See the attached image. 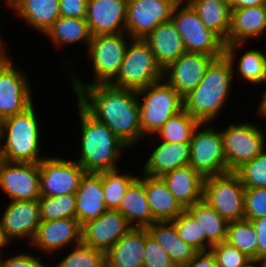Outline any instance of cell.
Wrapping results in <instances>:
<instances>
[{"mask_svg": "<svg viewBox=\"0 0 266 267\" xmlns=\"http://www.w3.org/2000/svg\"><path fill=\"white\" fill-rule=\"evenodd\" d=\"M77 101L98 121L105 123L128 148L145 137L140 128L137 91L117 88L111 84L84 86Z\"/></svg>", "mask_w": 266, "mask_h": 267, "instance_id": "1", "label": "cell"}, {"mask_svg": "<svg viewBox=\"0 0 266 267\" xmlns=\"http://www.w3.org/2000/svg\"><path fill=\"white\" fill-rule=\"evenodd\" d=\"M81 141L77 161L86 172H101L119 168L122 153L128 147L105 124L92 116L78 101ZM119 161V162H118Z\"/></svg>", "mask_w": 266, "mask_h": 267, "instance_id": "2", "label": "cell"}, {"mask_svg": "<svg viewBox=\"0 0 266 267\" xmlns=\"http://www.w3.org/2000/svg\"><path fill=\"white\" fill-rule=\"evenodd\" d=\"M233 77L232 65L227 57L216 58L198 86L183 98L184 110L199 123H213L229 102Z\"/></svg>", "mask_w": 266, "mask_h": 267, "instance_id": "3", "label": "cell"}, {"mask_svg": "<svg viewBox=\"0 0 266 267\" xmlns=\"http://www.w3.org/2000/svg\"><path fill=\"white\" fill-rule=\"evenodd\" d=\"M34 105L0 121L8 162L39 164L46 157L40 152L41 128Z\"/></svg>", "mask_w": 266, "mask_h": 267, "instance_id": "4", "label": "cell"}, {"mask_svg": "<svg viewBox=\"0 0 266 267\" xmlns=\"http://www.w3.org/2000/svg\"><path fill=\"white\" fill-rule=\"evenodd\" d=\"M131 40L132 38L126 32L92 36L87 47V55H89L88 58H90L89 60L92 65H90V67H92L94 71V79L90 83L82 81V78H79L78 75L73 72L74 70L71 69L72 64L70 65L69 61L65 62L67 63L65 67L67 69L70 68L72 71L70 73V70H66L68 71L74 94H77L84 86L109 84L119 72L128 43Z\"/></svg>", "mask_w": 266, "mask_h": 267, "instance_id": "5", "label": "cell"}, {"mask_svg": "<svg viewBox=\"0 0 266 267\" xmlns=\"http://www.w3.org/2000/svg\"><path fill=\"white\" fill-rule=\"evenodd\" d=\"M137 94L140 128L145 139L154 136L173 115L184 109L183 97L164 78Z\"/></svg>", "mask_w": 266, "mask_h": 267, "instance_id": "6", "label": "cell"}, {"mask_svg": "<svg viewBox=\"0 0 266 267\" xmlns=\"http://www.w3.org/2000/svg\"><path fill=\"white\" fill-rule=\"evenodd\" d=\"M163 78V69L143 39H132L116 77L114 87L139 91Z\"/></svg>", "mask_w": 266, "mask_h": 267, "instance_id": "7", "label": "cell"}, {"mask_svg": "<svg viewBox=\"0 0 266 267\" xmlns=\"http://www.w3.org/2000/svg\"><path fill=\"white\" fill-rule=\"evenodd\" d=\"M171 20L183 40L185 52L202 53L216 58L224 56V41L204 25L191 4H177Z\"/></svg>", "mask_w": 266, "mask_h": 267, "instance_id": "8", "label": "cell"}, {"mask_svg": "<svg viewBox=\"0 0 266 267\" xmlns=\"http://www.w3.org/2000/svg\"><path fill=\"white\" fill-rule=\"evenodd\" d=\"M212 123H200L190 140L189 165L203 178L227 172L221 132Z\"/></svg>", "mask_w": 266, "mask_h": 267, "instance_id": "9", "label": "cell"}, {"mask_svg": "<svg viewBox=\"0 0 266 267\" xmlns=\"http://www.w3.org/2000/svg\"><path fill=\"white\" fill-rule=\"evenodd\" d=\"M245 188L235 172L204 178L203 199L228 223L245 219Z\"/></svg>", "mask_w": 266, "mask_h": 267, "instance_id": "10", "label": "cell"}, {"mask_svg": "<svg viewBox=\"0 0 266 267\" xmlns=\"http://www.w3.org/2000/svg\"><path fill=\"white\" fill-rule=\"evenodd\" d=\"M254 122L229 124L220 130L227 161V172H235L266 149L264 130Z\"/></svg>", "mask_w": 266, "mask_h": 267, "instance_id": "11", "label": "cell"}, {"mask_svg": "<svg viewBox=\"0 0 266 267\" xmlns=\"http://www.w3.org/2000/svg\"><path fill=\"white\" fill-rule=\"evenodd\" d=\"M13 60L10 56L0 60V121L34 103L30 79Z\"/></svg>", "mask_w": 266, "mask_h": 267, "instance_id": "12", "label": "cell"}, {"mask_svg": "<svg viewBox=\"0 0 266 267\" xmlns=\"http://www.w3.org/2000/svg\"><path fill=\"white\" fill-rule=\"evenodd\" d=\"M41 196L56 197L76 193L85 169L74 160L44 158L39 164Z\"/></svg>", "mask_w": 266, "mask_h": 267, "instance_id": "13", "label": "cell"}, {"mask_svg": "<svg viewBox=\"0 0 266 267\" xmlns=\"http://www.w3.org/2000/svg\"><path fill=\"white\" fill-rule=\"evenodd\" d=\"M175 6L172 0H128L125 32L132 39H144L171 20Z\"/></svg>", "mask_w": 266, "mask_h": 267, "instance_id": "14", "label": "cell"}, {"mask_svg": "<svg viewBox=\"0 0 266 267\" xmlns=\"http://www.w3.org/2000/svg\"><path fill=\"white\" fill-rule=\"evenodd\" d=\"M82 243V225L76 218L42 220L29 246L46 255L58 253L65 247ZM73 245V246H72Z\"/></svg>", "mask_w": 266, "mask_h": 267, "instance_id": "15", "label": "cell"}, {"mask_svg": "<svg viewBox=\"0 0 266 267\" xmlns=\"http://www.w3.org/2000/svg\"><path fill=\"white\" fill-rule=\"evenodd\" d=\"M0 191L10 200H37L41 197L37 163L6 162L0 168Z\"/></svg>", "mask_w": 266, "mask_h": 267, "instance_id": "16", "label": "cell"}, {"mask_svg": "<svg viewBox=\"0 0 266 267\" xmlns=\"http://www.w3.org/2000/svg\"><path fill=\"white\" fill-rule=\"evenodd\" d=\"M215 59L202 53L184 52L163 70V78L184 98L198 86Z\"/></svg>", "mask_w": 266, "mask_h": 267, "instance_id": "17", "label": "cell"}, {"mask_svg": "<svg viewBox=\"0 0 266 267\" xmlns=\"http://www.w3.org/2000/svg\"><path fill=\"white\" fill-rule=\"evenodd\" d=\"M0 216L11 242L27 239L30 244L42 219L37 200L9 201Z\"/></svg>", "mask_w": 266, "mask_h": 267, "instance_id": "18", "label": "cell"}, {"mask_svg": "<svg viewBox=\"0 0 266 267\" xmlns=\"http://www.w3.org/2000/svg\"><path fill=\"white\" fill-rule=\"evenodd\" d=\"M132 226L118 210L107 209L82 225V244L107 252Z\"/></svg>", "mask_w": 266, "mask_h": 267, "instance_id": "19", "label": "cell"}, {"mask_svg": "<svg viewBox=\"0 0 266 267\" xmlns=\"http://www.w3.org/2000/svg\"><path fill=\"white\" fill-rule=\"evenodd\" d=\"M128 0H88L87 20L92 36L125 32Z\"/></svg>", "mask_w": 266, "mask_h": 267, "instance_id": "20", "label": "cell"}, {"mask_svg": "<svg viewBox=\"0 0 266 267\" xmlns=\"http://www.w3.org/2000/svg\"><path fill=\"white\" fill-rule=\"evenodd\" d=\"M153 151L141 167V174L162 177L177 168L189 165L190 143H170L157 139Z\"/></svg>", "mask_w": 266, "mask_h": 267, "instance_id": "21", "label": "cell"}, {"mask_svg": "<svg viewBox=\"0 0 266 267\" xmlns=\"http://www.w3.org/2000/svg\"><path fill=\"white\" fill-rule=\"evenodd\" d=\"M75 195L76 219L81 225L102 215L107 210L102 187V171L86 172Z\"/></svg>", "mask_w": 266, "mask_h": 267, "instance_id": "22", "label": "cell"}, {"mask_svg": "<svg viewBox=\"0 0 266 267\" xmlns=\"http://www.w3.org/2000/svg\"><path fill=\"white\" fill-rule=\"evenodd\" d=\"M231 25L226 44L259 39L266 31V5L231 8Z\"/></svg>", "mask_w": 266, "mask_h": 267, "instance_id": "23", "label": "cell"}, {"mask_svg": "<svg viewBox=\"0 0 266 267\" xmlns=\"http://www.w3.org/2000/svg\"><path fill=\"white\" fill-rule=\"evenodd\" d=\"M143 40L163 70L185 52L183 40L172 20L161 23Z\"/></svg>", "mask_w": 266, "mask_h": 267, "instance_id": "24", "label": "cell"}, {"mask_svg": "<svg viewBox=\"0 0 266 267\" xmlns=\"http://www.w3.org/2000/svg\"><path fill=\"white\" fill-rule=\"evenodd\" d=\"M145 228L132 227L106 253V267H143Z\"/></svg>", "mask_w": 266, "mask_h": 267, "instance_id": "25", "label": "cell"}, {"mask_svg": "<svg viewBox=\"0 0 266 267\" xmlns=\"http://www.w3.org/2000/svg\"><path fill=\"white\" fill-rule=\"evenodd\" d=\"M144 186L147 202L155 222L173 221L186 210L161 177L144 174Z\"/></svg>", "mask_w": 266, "mask_h": 267, "instance_id": "26", "label": "cell"}, {"mask_svg": "<svg viewBox=\"0 0 266 267\" xmlns=\"http://www.w3.org/2000/svg\"><path fill=\"white\" fill-rule=\"evenodd\" d=\"M244 43H232L225 45L224 55L231 62L234 76L238 74L243 80L254 85H264L266 82V54L261 49L244 50L240 57H237L240 46ZM237 57V58H236ZM238 59V60H237ZM236 68H235V67ZM237 71V73H235Z\"/></svg>", "mask_w": 266, "mask_h": 267, "instance_id": "27", "label": "cell"}, {"mask_svg": "<svg viewBox=\"0 0 266 267\" xmlns=\"http://www.w3.org/2000/svg\"><path fill=\"white\" fill-rule=\"evenodd\" d=\"M161 178L185 209L203 199L204 178L190 165L168 172Z\"/></svg>", "mask_w": 266, "mask_h": 267, "instance_id": "28", "label": "cell"}, {"mask_svg": "<svg viewBox=\"0 0 266 267\" xmlns=\"http://www.w3.org/2000/svg\"><path fill=\"white\" fill-rule=\"evenodd\" d=\"M117 210L134 228H147L155 222L147 202L144 174L130 183Z\"/></svg>", "mask_w": 266, "mask_h": 267, "instance_id": "29", "label": "cell"}, {"mask_svg": "<svg viewBox=\"0 0 266 267\" xmlns=\"http://www.w3.org/2000/svg\"><path fill=\"white\" fill-rule=\"evenodd\" d=\"M11 10L28 27L41 34H45L61 16L59 0H19Z\"/></svg>", "mask_w": 266, "mask_h": 267, "instance_id": "30", "label": "cell"}, {"mask_svg": "<svg viewBox=\"0 0 266 267\" xmlns=\"http://www.w3.org/2000/svg\"><path fill=\"white\" fill-rule=\"evenodd\" d=\"M146 229L168 253L176 267H185L198 252L179 237L171 221L154 222Z\"/></svg>", "mask_w": 266, "mask_h": 267, "instance_id": "31", "label": "cell"}, {"mask_svg": "<svg viewBox=\"0 0 266 267\" xmlns=\"http://www.w3.org/2000/svg\"><path fill=\"white\" fill-rule=\"evenodd\" d=\"M57 49L82 43L86 49L92 35L85 18L60 16L44 34Z\"/></svg>", "mask_w": 266, "mask_h": 267, "instance_id": "32", "label": "cell"}, {"mask_svg": "<svg viewBox=\"0 0 266 267\" xmlns=\"http://www.w3.org/2000/svg\"><path fill=\"white\" fill-rule=\"evenodd\" d=\"M195 218L205 235V251L226 240L228 222L204 199L186 208Z\"/></svg>", "mask_w": 266, "mask_h": 267, "instance_id": "33", "label": "cell"}, {"mask_svg": "<svg viewBox=\"0 0 266 267\" xmlns=\"http://www.w3.org/2000/svg\"><path fill=\"white\" fill-rule=\"evenodd\" d=\"M204 25L216 33L224 42L231 25V5L224 0H191Z\"/></svg>", "mask_w": 266, "mask_h": 267, "instance_id": "34", "label": "cell"}, {"mask_svg": "<svg viewBox=\"0 0 266 267\" xmlns=\"http://www.w3.org/2000/svg\"><path fill=\"white\" fill-rule=\"evenodd\" d=\"M199 122L184 109L173 115L154 135L170 143H190L194 130Z\"/></svg>", "mask_w": 266, "mask_h": 267, "instance_id": "35", "label": "cell"}, {"mask_svg": "<svg viewBox=\"0 0 266 267\" xmlns=\"http://www.w3.org/2000/svg\"><path fill=\"white\" fill-rule=\"evenodd\" d=\"M136 178L131 171L121 173V168L102 171L105 206L117 210L130 183Z\"/></svg>", "mask_w": 266, "mask_h": 267, "instance_id": "36", "label": "cell"}, {"mask_svg": "<svg viewBox=\"0 0 266 267\" xmlns=\"http://www.w3.org/2000/svg\"><path fill=\"white\" fill-rule=\"evenodd\" d=\"M225 241L236 247L251 260H257L258 239L251 221L244 219L230 222Z\"/></svg>", "mask_w": 266, "mask_h": 267, "instance_id": "37", "label": "cell"}, {"mask_svg": "<svg viewBox=\"0 0 266 267\" xmlns=\"http://www.w3.org/2000/svg\"><path fill=\"white\" fill-rule=\"evenodd\" d=\"M41 219L57 220L76 218V195L65 194L56 197L41 196L39 199Z\"/></svg>", "mask_w": 266, "mask_h": 267, "instance_id": "38", "label": "cell"}, {"mask_svg": "<svg viewBox=\"0 0 266 267\" xmlns=\"http://www.w3.org/2000/svg\"><path fill=\"white\" fill-rule=\"evenodd\" d=\"M53 267H106L105 252L79 244Z\"/></svg>", "mask_w": 266, "mask_h": 267, "instance_id": "39", "label": "cell"}, {"mask_svg": "<svg viewBox=\"0 0 266 267\" xmlns=\"http://www.w3.org/2000/svg\"><path fill=\"white\" fill-rule=\"evenodd\" d=\"M179 237L197 251H205V235H201V228L195 218L185 210L171 221Z\"/></svg>", "mask_w": 266, "mask_h": 267, "instance_id": "40", "label": "cell"}, {"mask_svg": "<svg viewBox=\"0 0 266 267\" xmlns=\"http://www.w3.org/2000/svg\"><path fill=\"white\" fill-rule=\"evenodd\" d=\"M235 173L244 188H266V149L253 160L239 167Z\"/></svg>", "mask_w": 266, "mask_h": 267, "instance_id": "41", "label": "cell"}, {"mask_svg": "<svg viewBox=\"0 0 266 267\" xmlns=\"http://www.w3.org/2000/svg\"><path fill=\"white\" fill-rule=\"evenodd\" d=\"M143 267H176L164 248L145 228V247Z\"/></svg>", "mask_w": 266, "mask_h": 267, "instance_id": "42", "label": "cell"}, {"mask_svg": "<svg viewBox=\"0 0 266 267\" xmlns=\"http://www.w3.org/2000/svg\"><path fill=\"white\" fill-rule=\"evenodd\" d=\"M218 267H244L251 259L226 241L211 247Z\"/></svg>", "mask_w": 266, "mask_h": 267, "instance_id": "43", "label": "cell"}, {"mask_svg": "<svg viewBox=\"0 0 266 267\" xmlns=\"http://www.w3.org/2000/svg\"><path fill=\"white\" fill-rule=\"evenodd\" d=\"M244 213L246 220L266 217V188H245Z\"/></svg>", "mask_w": 266, "mask_h": 267, "instance_id": "44", "label": "cell"}, {"mask_svg": "<svg viewBox=\"0 0 266 267\" xmlns=\"http://www.w3.org/2000/svg\"><path fill=\"white\" fill-rule=\"evenodd\" d=\"M14 256H2L0 254V264L1 267H48V265L43 262L42 257L36 256L37 253L31 254L29 252H22L18 254H13ZM7 257V258H5ZM51 267V266H49Z\"/></svg>", "mask_w": 266, "mask_h": 267, "instance_id": "45", "label": "cell"}, {"mask_svg": "<svg viewBox=\"0 0 266 267\" xmlns=\"http://www.w3.org/2000/svg\"><path fill=\"white\" fill-rule=\"evenodd\" d=\"M88 0H59L61 16L85 18Z\"/></svg>", "mask_w": 266, "mask_h": 267, "instance_id": "46", "label": "cell"}, {"mask_svg": "<svg viewBox=\"0 0 266 267\" xmlns=\"http://www.w3.org/2000/svg\"><path fill=\"white\" fill-rule=\"evenodd\" d=\"M252 222L258 239L257 260L266 255V217L249 220Z\"/></svg>", "mask_w": 266, "mask_h": 267, "instance_id": "47", "label": "cell"}, {"mask_svg": "<svg viewBox=\"0 0 266 267\" xmlns=\"http://www.w3.org/2000/svg\"><path fill=\"white\" fill-rule=\"evenodd\" d=\"M185 267H218L211 250L198 251Z\"/></svg>", "mask_w": 266, "mask_h": 267, "instance_id": "48", "label": "cell"}, {"mask_svg": "<svg viewBox=\"0 0 266 267\" xmlns=\"http://www.w3.org/2000/svg\"><path fill=\"white\" fill-rule=\"evenodd\" d=\"M231 8H246L253 6L266 5V0H233Z\"/></svg>", "mask_w": 266, "mask_h": 267, "instance_id": "49", "label": "cell"}, {"mask_svg": "<svg viewBox=\"0 0 266 267\" xmlns=\"http://www.w3.org/2000/svg\"><path fill=\"white\" fill-rule=\"evenodd\" d=\"M266 84V82L264 83V85ZM261 100L257 105V110L256 113H254L255 115L257 114L258 117H262L263 119H266V90H264L263 93H261Z\"/></svg>", "mask_w": 266, "mask_h": 267, "instance_id": "50", "label": "cell"}, {"mask_svg": "<svg viewBox=\"0 0 266 267\" xmlns=\"http://www.w3.org/2000/svg\"><path fill=\"white\" fill-rule=\"evenodd\" d=\"M12 242L9 240V238L6 235L5 229L3 227L2 219L0 217V254L1 251L6 249V247L10 246ZM9 244V245H8Z\"/></svg>", "mask_w": 266, "mask_h": 267, "instance_id": "51", "label": "cell"}, {"mask_svg": "<svg viewBox=\"0 0 266 267\" xmlns=\"http://www.w3.org/2000/svg\"><path fill=\"white\" fill-rule=\"evenodd\" d=\"M3 140V141H2ZM8 162L7 156H6V151H5V145H4V139L2 132L0 130V168Z\"/></svg>", "mask_w": 266, "mask_h": 267, "instance_id": "52", "label": "cell"}, {"mask_svg": "<svg viewBox=\"0 0 266 267\" xmlns=\"http://www.w3.org/2000/svg\"><path fill=\"white\" fill-rule=\"evenodd\" d=\"M4 42L5 41L2 37L1 30H0V60L9 56V54H8L9 52H6V51H8V50H6L7 46L5 47L6 42L5 43Z\"/></svg>", "mask_w": 266, "mask_h": 267, "instance_id": "53", "label": "cell"}, {"mask_svg": "<svg viewBox=\"0 0 266 267\" xmlns=\"http://www.w3.org/2000/svg\"><path fill=\"white\" fill-rule=\"evenodd\" d=\"M244 267H262L258 260H250Z\"/></svg>", "mask_w": 266, "mask_h": 267, "instance_id": "54", "label": "cell"}, {"mask_svg": "<svg viewBox=\"0 0 266 267\" xmlns=\"http://www.w3.org/2000/svg\"><path fill=\"white\" fill-rule=\"evenodd\" d=\"M6 7H9L11 9L19 0H4Z\"/></svg>", "mask_w": 266, "mask_h": 267, "instance_id": "55", "label": "cell"}, {"mask_svg": "<svg viewBox=\"0 0 266 267\" xmlns=\"http://www.w3.org/2000/svg\"><path fill=\"white\" fill-rule=\"evenodd\" d=\"M176 5L177 4H190L191 0H172Z\"/></svg>", "mask_w": 266, "mask_h": 267, "instance_id": "56", "label": "cell"}, {"mask_svg": "<svg viewBox=\"0 0 266 267\" xmlns=\"http://www.w3.org/2000/svg\"><path fill=\"white\" fill-rule=\"evenodd\" d=\"M262 267H266V255L258 260Z\"/></svg>", "mask_w": 266, "mask_h": 267, "instance_id": "57", "label": "cell"}, {"mask_svg": "<svg viewBox=\"0 0 266 267\" xmlns=\"http://www.w3.org/2000/svg\"><path fill=\"white\" fill-rule=\"evenodd\" d=\"M224 1H226V2L231 4L233 0H224Z\"/></svg>", "mask_w": 266, "mask_h": 267, "instance_id": "58", "label": "cell"}]
</instances>
